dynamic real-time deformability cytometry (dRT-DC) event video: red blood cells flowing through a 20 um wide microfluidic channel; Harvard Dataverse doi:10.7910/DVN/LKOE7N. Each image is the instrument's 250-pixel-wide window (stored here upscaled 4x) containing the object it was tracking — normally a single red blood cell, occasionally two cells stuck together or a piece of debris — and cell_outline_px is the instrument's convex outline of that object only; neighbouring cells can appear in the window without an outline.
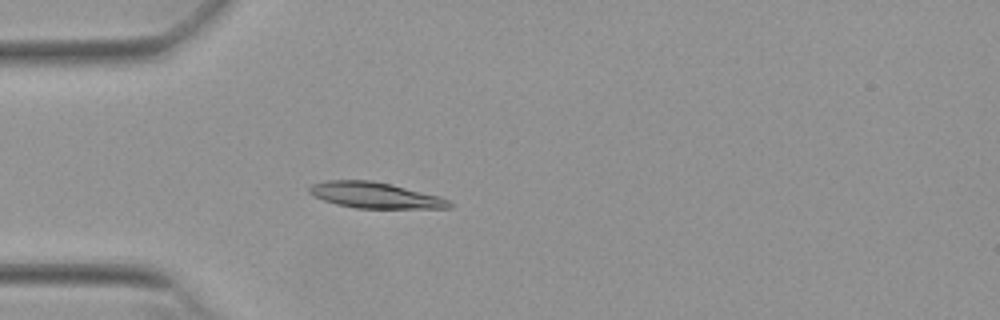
{"species": "Egyptian fruit bat (a non-hibernating species)", "species_latin": "Rousettus aegyptiacus", "temperature_condition": "warm", "stored_images_in_passage": 53, "camera_frame_rate_fps": 3000, "um_per_image_px": 0.085, "animal": {"sex": "female"}, "frame": {"image": 1, "passage_image": 15, "time_ms": 4.667, "image_size_px": [1000, 320], "cell_outline_px": [[452, 208], [356, 208], [336, 204], [324, 200], [308, 192], [308, 188], [312, 184], [328, 180], [372, 180], [436, 196], [448, 200], [452, 204]], "centroid_in_image_um": [31.82, 16.6], "position_along_channel_um": 53.2, "area_um2": 20.63}}
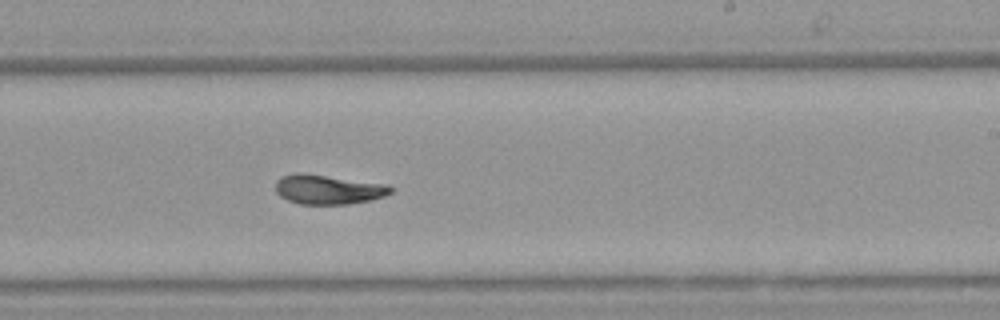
{"frame": {"image": 2, "passage_image": 32, "time_ms": 10.333, "image_size_px": [1000, 320], "cell_outline_px": [[392, 192], [384, 196], [372, 200], [348, 204], [300, 204], [288, 200], [280, 196], [276, 192], [276, 180], [280, 176], [292, 172], [300, 172], [388, 184], [392, 188]], "centroid_in_image_um": [27.87, 16.09], "position_along_channel_um": 261.1, "area_um2": 20.0}}
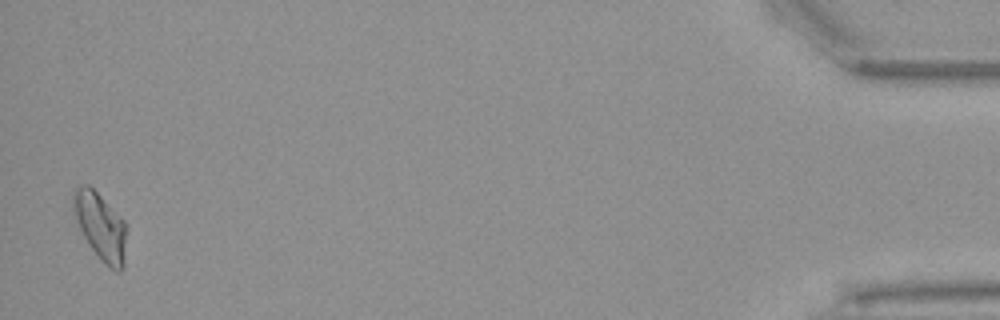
{"frame": {"image": 3, "passage_image": 52, "time_ms": 17.0, "image_size_px": [1000, 320], "cell_outline_px": [[128, 228], [124, 268], [120, 272], [116, 272], [108, 268], [104, 264], [88, 244], [80, 228], [76, 216], [72, 196], [72, 192], [80, 184], [88, 184], [124, 220]], "centroid_in_image_um": [8.6, 19.3], "position_along_channel_um": 426.6, "area_um2": 20.98}, "authors_computed_cell_mechanics": {"area_um2": 19.8254, "velocity_mm_per_s": 3.8375, "shape_relaxation_time_tau1_ms": 6.0513, "shape_relaxation_time_tau2_ms": 2.2132, "deformation_change_tau1": 0.1848, "deformation_change_tau2": 0.0655}}